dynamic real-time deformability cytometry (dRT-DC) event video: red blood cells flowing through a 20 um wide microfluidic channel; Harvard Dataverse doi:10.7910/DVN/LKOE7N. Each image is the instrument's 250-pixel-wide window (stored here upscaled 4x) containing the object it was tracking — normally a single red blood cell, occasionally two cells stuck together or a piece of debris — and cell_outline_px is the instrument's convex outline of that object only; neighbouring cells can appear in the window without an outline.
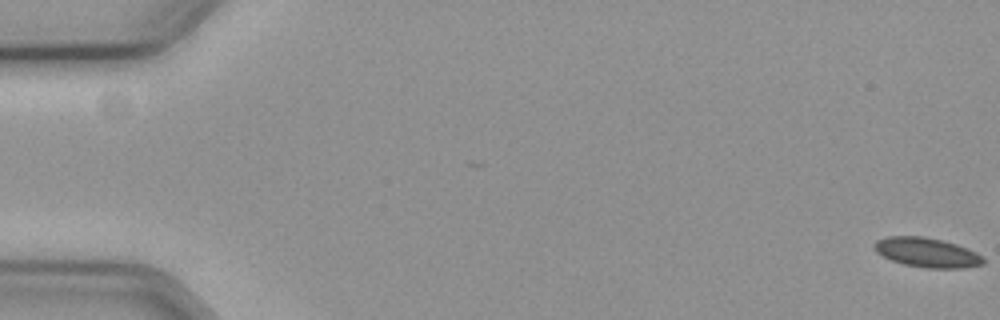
{"species": "common noctule bat (a hibernating species)", "species_latin": "Nyctalus noctula", "temperature_condition": "cold", "stored_images_in_passage": 20, "camera_frame_rate_fps": 3000, "um_per_image_px": 0.085, "animal": {"sex": "female", "body_mass_g": 19.3, "forearm_length_mm": 54.1}, "frame": {"image": 1, "passage_image": 1, "time_ms": 0.0, "image_size_px": [1000, 320], "cell_outline_px": [[984, 264], [964, 268], [928, 268], [904, 264], [892, 260], [876, 252], [872, 244], [876, 240], [888, 236], [924, 236], [956, 244], [976, 252], [984, 260]], "centroid_in_image_um": [78.76, 21.46], "position_along_channel_um": 6.2, "area_um2": 18.61}}